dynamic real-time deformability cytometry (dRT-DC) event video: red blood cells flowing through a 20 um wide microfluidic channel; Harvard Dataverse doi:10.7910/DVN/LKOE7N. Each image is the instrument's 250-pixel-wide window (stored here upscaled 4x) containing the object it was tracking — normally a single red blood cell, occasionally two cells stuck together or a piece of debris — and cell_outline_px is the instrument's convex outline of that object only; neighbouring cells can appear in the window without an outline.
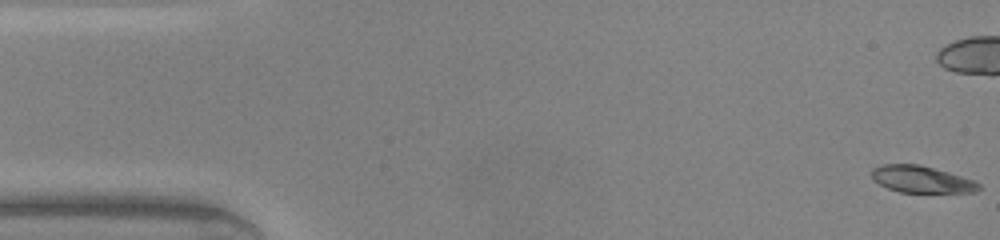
{"species": "common noctule bat (a hibernating species)", "species_latin": "Nyctalus noctula", "temperature_condition": "warm", "stored_images_in_passage": 48, "camera_frame_rate_fps": 3000, "um_per_image_px": 0.085, "animal": {"sex": "male", "body_mass_g": 20.0, "forearm_length_mm": 53.3}, "frame": {"image": 1, "passage_image": 1, "time_ms": 0.0, "image_size_px": [1000, 240], "cell_outline_px": [[980, 188], [976, 192], [900, 192], [888, 188], [872, 180], [872, 168], [880, 164], [920, 164], [976, 180], [980, 184]], "centroid_in_image_um": [78.33, 15.23], "position_along_channel_um": 6.7, "area_um2": 16.82}, "authors_computed_cell_mechanics": {"area_um2": 17.4267, "velocity_mm_per_s": 4.3397, "shape_relaxation_time_tau1_ms": 3.1795, "shape_relaxation_time_tau2_ms": 2.135, "deformation_change_tau1": 0.1591, "deformation_change_tau2": 0.056}}